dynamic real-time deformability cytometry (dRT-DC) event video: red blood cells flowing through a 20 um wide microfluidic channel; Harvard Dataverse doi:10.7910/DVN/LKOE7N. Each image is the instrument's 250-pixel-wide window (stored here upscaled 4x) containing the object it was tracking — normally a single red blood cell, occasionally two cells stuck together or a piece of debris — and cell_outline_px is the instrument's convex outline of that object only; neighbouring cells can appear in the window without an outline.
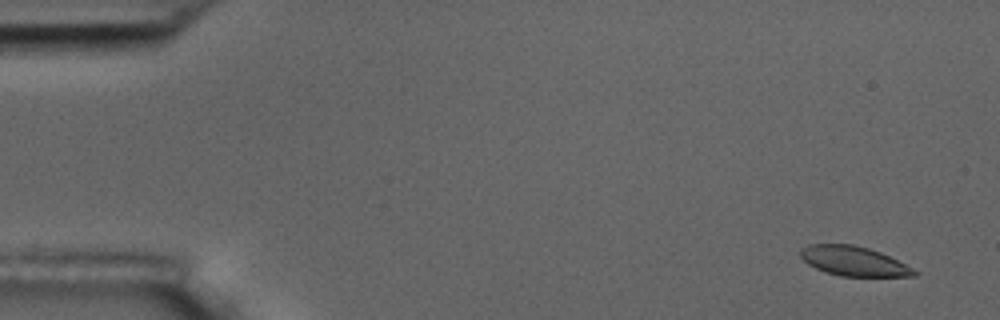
{"species": "common noctule bat (a hibernating species)", "species_latin": "Nyctalus noctula", "temperature_condition": "room temperature", "stored_images_in_passage": 6, "camera_frame_rate_fps": 3000, "um_per_image_px": 0.085, "animal": {"sex": "male", "body_mass_g": 17.5, "forearm_length_mm": 52.3}, "frame": {"image": 1, "passage_image": 1, "time_ms": 0.0, "image_size_px": [1000, 320], "cell_outline_px": [[920, 272], [916, 276], [840, 276], [824, 272], [808, 264], [800, 256], [800, 248], [808, 244], [852, 244], [868, 248], [880, 252]], "centroid_in_image_um": [72.53, 22.19], "position_along_channel_um": 12.5, "area_um2": 19.54}}
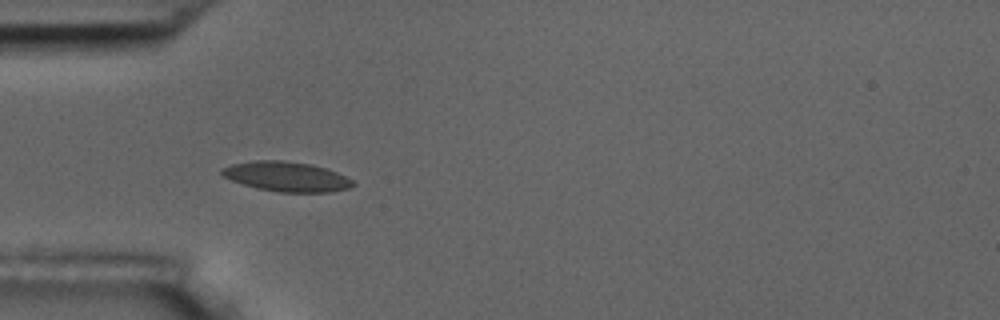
{"frame": {"image": 2, "passage_image": 5, "time_ms": 4.667, "image_size_px": [1000, 320], "cell_outline_px": [[356, 184], [352, 188], [332, 192], [280, 192], [256, 188], [232, 180], [224, 176], [220, 172], [220, 168], [232, 164], [256, 160], [280, 160], [312, 164], [336, 172], [352, 180]], "centroid_in_image_um": [24.37, 15.01], "position_along_channel_um": 60.6, "area_um2": 22.72}}